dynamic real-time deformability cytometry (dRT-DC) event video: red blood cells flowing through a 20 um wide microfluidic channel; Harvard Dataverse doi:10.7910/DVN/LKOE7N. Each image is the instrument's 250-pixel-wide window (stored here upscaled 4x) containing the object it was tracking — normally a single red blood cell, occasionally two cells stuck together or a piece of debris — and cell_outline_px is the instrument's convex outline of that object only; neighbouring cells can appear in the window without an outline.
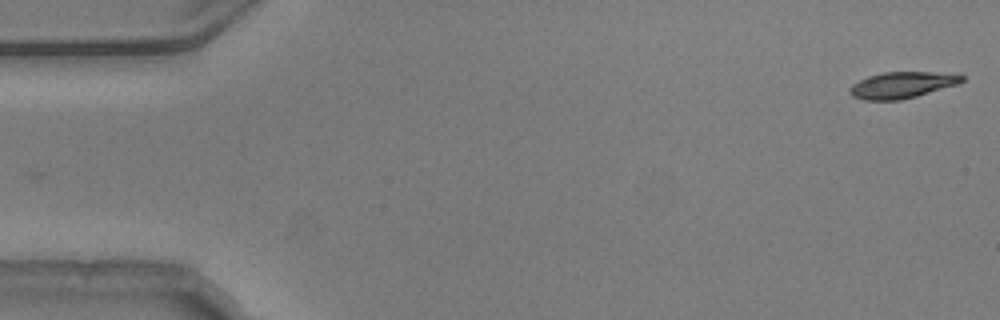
{"species": "common noctule bat (a hibernating species)", "species_latin": "Nyctalus noctula", "temperature_condition": "warm", "stored_images_in_passage": 12, "camera_frame_rate_fps": 3000, "um_per_image_px": 0.085, "animal": {"sex": "male", "body_mass_g": 20.5, "forearm_length_mm": 52.5}, "frame": {"image": 1, "passage_image": 1, "time_ms": 0.0, "image_size_px": [1000, 320], "cell_outline_px": [[964, 80], [956, 84], [916, 96], [900, 100], [864, 100], [852, 96], [848, 92], [848, 88], [852, 84], [868, 76], [884, 72], [932, 72], [964, 76]], "centroid_in_image_um": [76.58, 7.23], "position_along_channel_um": 8.4, "area_um2": 16.94}}